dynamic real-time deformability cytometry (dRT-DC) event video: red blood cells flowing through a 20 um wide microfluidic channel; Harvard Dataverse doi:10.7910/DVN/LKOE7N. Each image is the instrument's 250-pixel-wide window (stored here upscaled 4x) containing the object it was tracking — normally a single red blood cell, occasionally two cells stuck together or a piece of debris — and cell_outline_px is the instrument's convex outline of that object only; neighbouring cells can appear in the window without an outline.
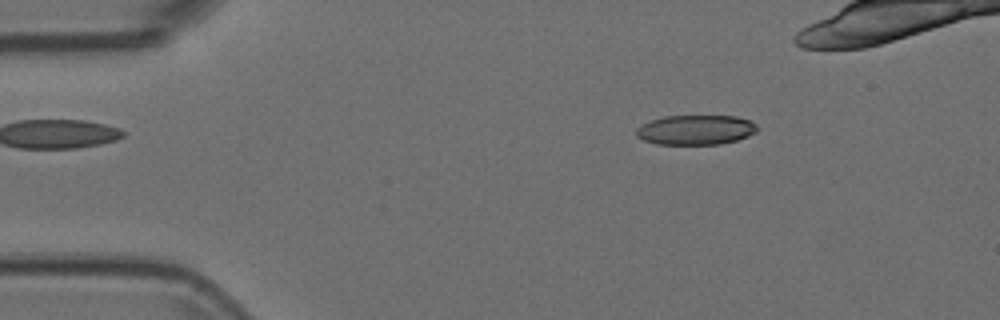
{"species": "Egyptian fruit bat (a non-hibernating species)", "species_latin": "Rousettus aegyptiacus", "temperature_condition": "room temperature", "stored_images_in_passage": 21, "camera_frame_rate_fps": 3000, "um_per_image_px": 0.085, "animal": {"sex": "female"}, "frame": {"image": 1, "passage_image": 8, "time_ms": 2.333, "image_size_px": [1000, 320], "cell_outline_px": [[760, 128], [756, 132], [748, 136], [736, 140], [720, 144], [656, 144], [644, 140], [636, 136], [636, 128], [640, 124], [664, 116], [736, 116], [748, 120], [756, 124]], "centroid_in_image_um": [59.13, 11.04], "position_along_channel_um": 25.9, "area_um2": 21.04}}
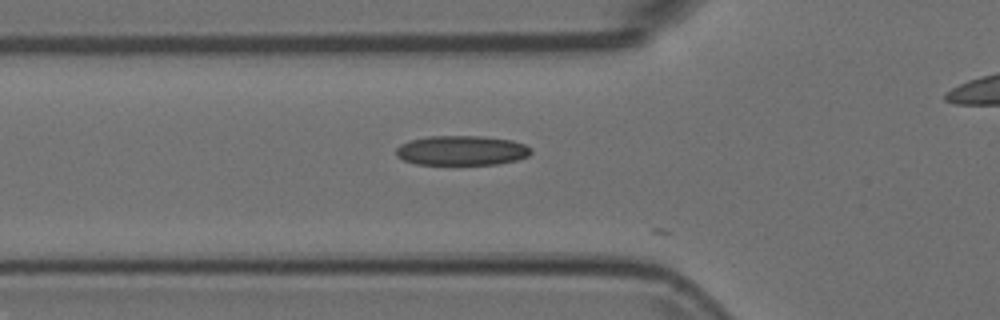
{"frame": {"image": 2, "passage_image": 18, "time_ms": 5.667, "image_size_px": [1000, 320], "cell_outline_px": [[532, 152], [528, 156], [516, 160], [496, 164], [416, 164], [404, 160], [396, 156], [396, 148], [400, 144], [412, 140], [428, 136], [480, 136], [512, 140], [524, 144], [532, 148]], "centroid_in_image_um": [39.25, 12.79], "position_along_channel_um": 86.6, "area_um2": 23.29}}